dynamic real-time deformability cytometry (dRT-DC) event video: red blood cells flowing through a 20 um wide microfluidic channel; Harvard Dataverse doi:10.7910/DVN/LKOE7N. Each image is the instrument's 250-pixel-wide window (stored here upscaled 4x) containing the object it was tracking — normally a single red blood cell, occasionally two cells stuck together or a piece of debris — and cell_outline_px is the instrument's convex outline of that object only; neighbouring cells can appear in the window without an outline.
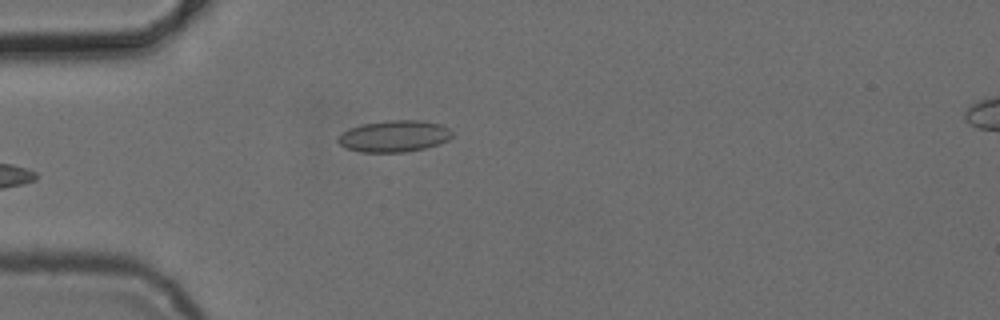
{"species": "common noctule bat (a hibernating species)", "species_latin": "Nyctalus noctula", "temperature_condition": "cold", "stored_images_in_passage": 5, "camera_frame_rate_fps": 3000, "um_per_image_px": 0.085, "animal": {"sex": "female", "body_mass_g": 24.6, "forearm_length_mm": 56.2}, "frame": {"image": 1, "passage_image": 5, "time_ms": 4.667, "image_size_px": [1000, 320], "cell_outline_px": [[452, 136], [448, 140], [440, 144], [424, 148], [404, 152], [360, 152], [348, 148], [340, 144], [336, 140], [336, 136], [348, 128], [364, 124], [384, 120], [424, 120], [440, 124], [448, 128], [452, 132]], "centroid_in_image_um": [33.49, 11.56], "position_along_channel_um": 51.5, "area_um2": 21.15}}